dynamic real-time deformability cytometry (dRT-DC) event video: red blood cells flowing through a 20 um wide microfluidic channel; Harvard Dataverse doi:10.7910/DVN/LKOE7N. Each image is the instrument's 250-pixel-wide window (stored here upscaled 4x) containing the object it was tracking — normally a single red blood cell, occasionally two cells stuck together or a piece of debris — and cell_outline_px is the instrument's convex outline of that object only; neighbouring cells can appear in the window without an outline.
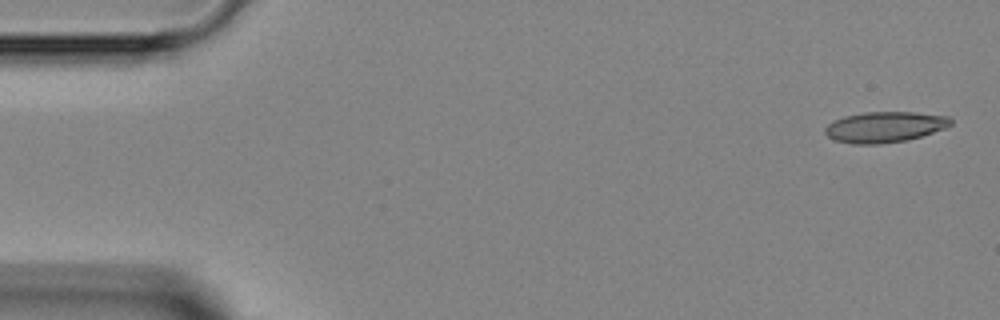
{"species": "Egyptian fruit bat (a non-hibernating species)", "species_latin": "Rousettus aegyptiacus", "temperature_condition": "room temperature", "stored_images_in_passage": 5, "segment_of_instrument_passage": [1, 2], "camera_frame_rate_fps": 3000, "um_per_image_px": 0.085, "animal": {"sex": "female"}, "frame": {"image": 1, "passage_image": 1, "time_ms": 0.0, "image_size_px": [1000, 320], "cell_outline_px": [[952, 124], [948, 128], [908, 140], [880, 144], [852, 144], [832, 140], [824, 132], [824, 128], [828, 124], [844, 116], [864, 112], [916, 112], [948, 116], [952, 120]], "centroid_in_image_um": [75.22, 10.8], "position_along_channel_um": 9.8, "area_um2": 22.77}}
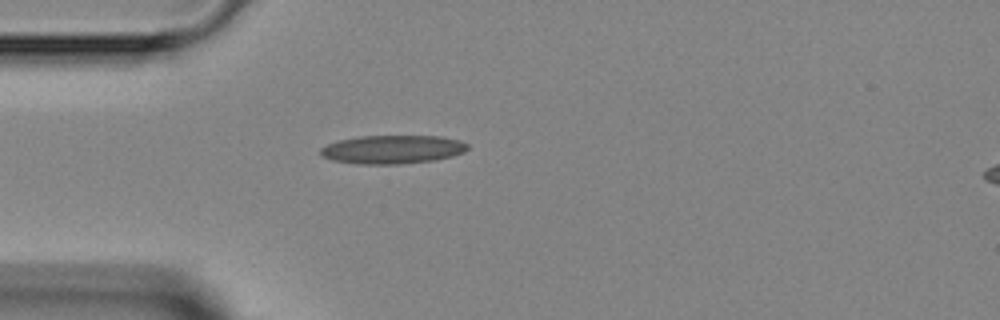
{"frame": {"image": 2, "passage_image": 4, "time_ms": 3.667, "image_size_px": [1000, 320], "cell_outline_px": [[468, 148], [464, 152], [452, 156], [432, 160], [400, 164], [356, 164], [332, 160], [324, 156], [320, 152], [320, 148], [336, 140], [360, 136], [440, 136], [460, 140], [468, 144]], "centroid_in_image_um": [33.35, 12.69], "position_along_channel_um": 51.6, "area_um2": 24.45}}